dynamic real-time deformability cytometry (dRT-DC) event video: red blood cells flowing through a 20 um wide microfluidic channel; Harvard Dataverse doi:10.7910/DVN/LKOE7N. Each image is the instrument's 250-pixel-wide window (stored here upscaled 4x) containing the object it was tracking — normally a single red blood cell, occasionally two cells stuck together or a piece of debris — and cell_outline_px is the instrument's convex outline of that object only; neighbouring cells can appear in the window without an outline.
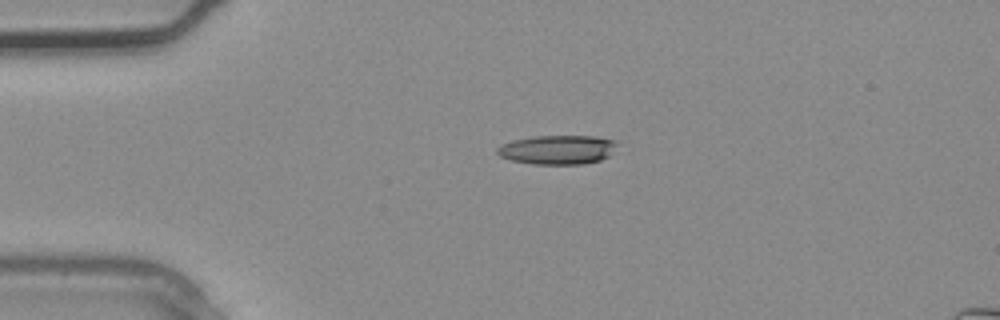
{"species": "common noctule bat (a hibernating species)", "species_latin": "Nyctalus noctula", "temperature_condition": "warm", "stored_images_in_passage": 1, "camera_frame_rate_fps": 3000, "um_per_image_px": 0.085, "animal": {"sex": "male", "body_mass_g": 20.4}, "frame": {"image": 1, "passage_image": 1, "time_ms": 0.0, "image_size_px": [1000, 320], "cell_outline_px": [[616, 144], [612, 152], [608, 156], [600, 160], [584, 164], [532, 164], [512, 160], [500, 156], [496, 152], [496, 148], [500, 144], [512, 140], [532, 136], [596, 136], [616, 140]], "centroid_in_image_um": [47.36, 12.72], "position_along_channel_um": 37.6, "area_um2": 20.46}}